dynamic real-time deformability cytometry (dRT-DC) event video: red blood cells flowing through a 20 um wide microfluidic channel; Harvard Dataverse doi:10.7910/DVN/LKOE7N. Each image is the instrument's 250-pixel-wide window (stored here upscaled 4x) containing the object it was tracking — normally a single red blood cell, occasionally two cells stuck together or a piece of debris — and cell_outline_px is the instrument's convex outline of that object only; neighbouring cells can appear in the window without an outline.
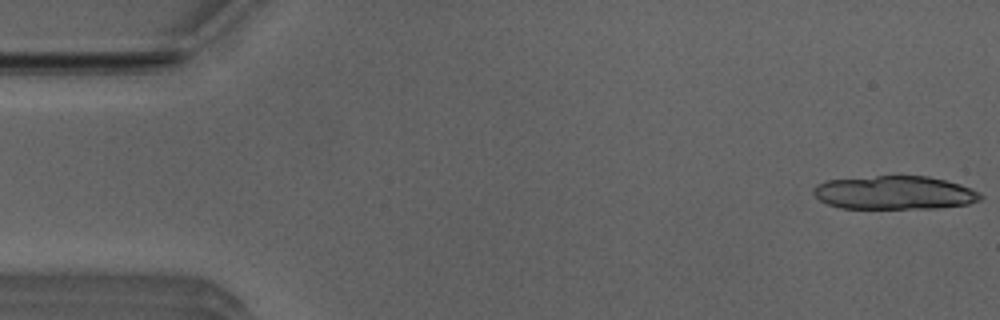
{"species": "Egyptian fruit bat (a non-hibernating species)", "species_latin": "Rousettus aegyptiacus", "temperature_condition": "room temperature", "stored_images_in_passage": 11, "camera_frame_rate_fps": 3000, "um_per_image_px": 0.085, "animal": {"sex": "male"}, "frame": {"image": 1, "passage_image": 1, "time_ms": 0.0, "image_size_px": [1000, 320], "cell_outline_px": [[984, 196], [980, 200], [968, 204], [936, 208], [840, 208], [828, 204], [820, 200], [812, 192], [812, 188], [816, 184], [828, 180], [876, 176], [928, 176], [960, 184], [972, 188], [980, 192]], "centroid_in_image_um": [76.05, 16.38], "position_along_channel_um": 9.0, "area_um2": 32.66}}